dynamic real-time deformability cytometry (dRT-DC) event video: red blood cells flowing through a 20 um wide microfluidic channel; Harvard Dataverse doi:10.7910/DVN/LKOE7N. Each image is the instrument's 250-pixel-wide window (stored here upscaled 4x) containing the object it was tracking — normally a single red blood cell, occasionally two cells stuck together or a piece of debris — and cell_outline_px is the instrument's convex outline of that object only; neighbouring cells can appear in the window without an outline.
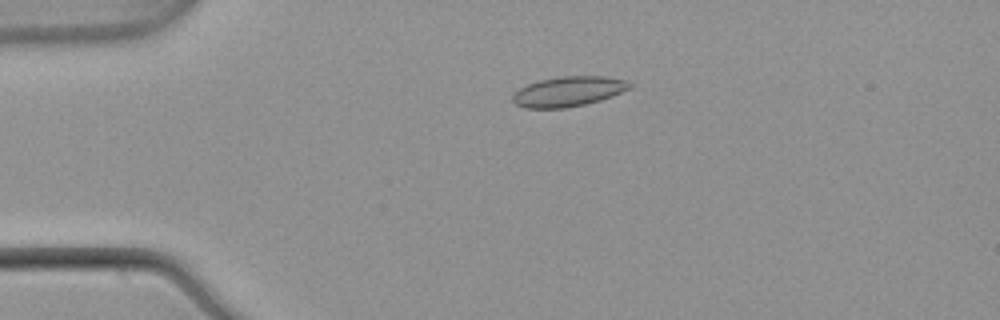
{"species": "common noctule bat (a hibernating species)", "species_latin": "Nyctalus noctula", "temperature_condition": "warm", "stored_images_in_passage": 53, "camera_frame_rate_fps": 3000, "um_per_image_px": 0.085, "animal": {"sex": "male", "body_mass_g": 21.5, "forearm_length_mm": 52.0}, "frame": {"image": 1, "passage_image": 12, "time_ms": 3.667, "image_size_px": [1000, 320], "cell_outline_px": [[636, 84], [632, 88], [612, 96], [600, 100], [584, 104], [564, 108], [524, 108], [516, 104], [512, 100], [512, 96], [520, 88], [528, 84], [540, 80], [560, 76], [604, 76], [624, 80]], "centroid_in_image_um": [48.35, 7.77], "position_along_channel_um": 36.7, "area_um2": 20.46}}
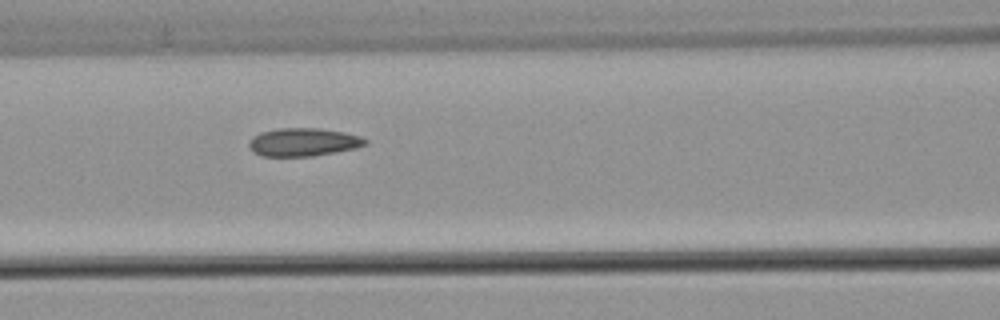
{"frame": {"image": 2, "passage_image": 23, "time_ms": 7.333, "image_size_px": [1000, 320], "cell_outline_px": [[368, 144], [356, 148], [312, 156], [260, 156], [252, 152], [248, 144], [252, 136], [260, 132], [280, 128], [320, 128], [344, 132], [360, 136], [368, 140]], "centroid_in_image_um": [25.77, 12.08], "position_along_channel_um": 140.8, "area_um2": 19.19}}
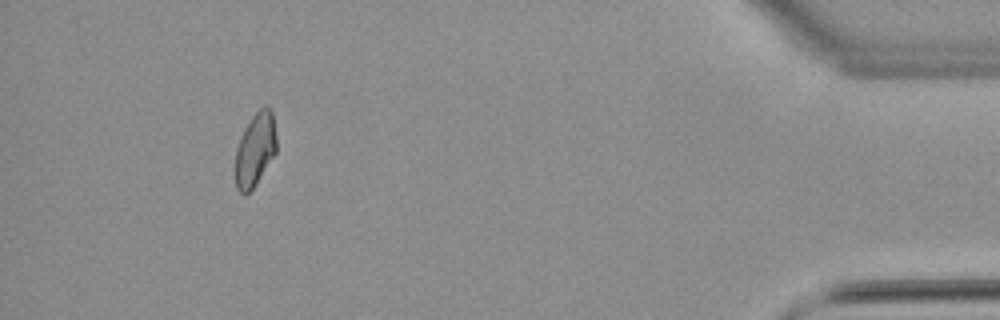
{"frame": {"image": 3, "passage_image": 49, "time_ms": 16.0, "image_size_px": [1000, 320], "cell_outline_px": [[276, 152], [256, 184], [244, 196], [236, 188], [236, 148], [240, 136], [244, 128], [252, 116], [264, 104], [268, 104], [272, 112], [276, 136]], "centroid_in_image_um": [21.69, 12.68], "position_along_channel_um": 413.5, "area_um2": 17.63}, "authors_computed_cell_mechanics": {"area_um2": 19.0162, "velocity_mm_per_s": 3.8842, "shape_relaxation_time_tau1_ms": null, "shape_relaxation_time_tau2_ms": 2.3582, "deformation_change_tau1": null, "deformation_change_tau2": 0.0594}}